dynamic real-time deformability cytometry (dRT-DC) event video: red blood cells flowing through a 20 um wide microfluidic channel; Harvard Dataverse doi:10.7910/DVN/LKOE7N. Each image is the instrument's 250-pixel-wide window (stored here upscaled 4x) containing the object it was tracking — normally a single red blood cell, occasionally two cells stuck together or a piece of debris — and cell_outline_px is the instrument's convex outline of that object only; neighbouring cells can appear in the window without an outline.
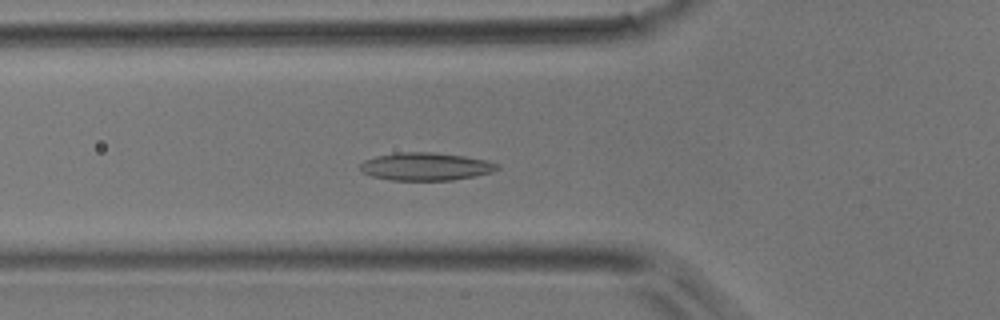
{"species": "common noctule bat (a hibernating species)", "species_latin": "Nyctalus noctula", "temperature_condition": "room temperature", "stored_images_in_passage": 51, "camera_frame_rate_fps": 3000, "um_per_image_px": 0.085, "animal": {"sex": "male", "body_mass_g": 17.9}, "frame": {"image": 1, "passage_image": 18, "time_ms": 5.667, "image_size_px": [1000, 320], "cell_outline_px": [[500, 168], [492, 172], [476, 176], [452, 180], [388, 180], [372, 176], [360, 172], [360, 164], [364, 160], [376, 156], [400, 152], [432, 152], [464, 156], [488, 160], [500, 164]], "centroid_in_image_um": [36.2, 14.15], "position_along_channel_um": 89.6, "area_um2": 22.43}}
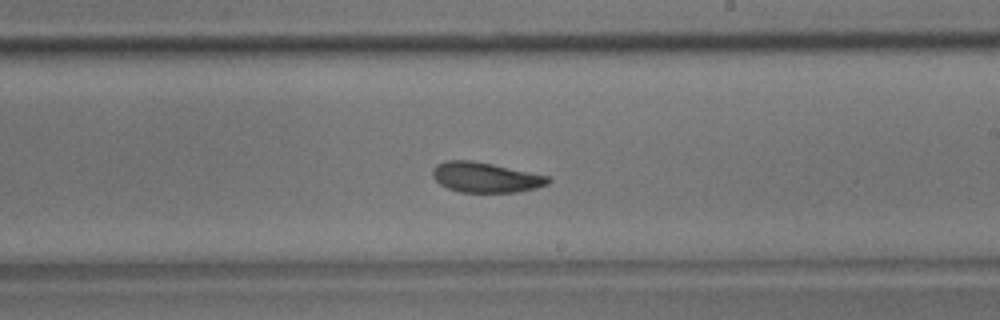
{"frame": {"image": 2, "passage_image": 30, "time_ms": 9.667, "image_size_px": [1000, 320], "cell_outline_px": [[552, 180], [548, 184], [536, 188], [516, 192], [460, 192], [448, 188], [440, 184], [432, 176], [432, 172], [436, 164], [444, 160], [472, 160], [492, 164], [548, 176]], "centroid_in_image_um": [41.25, 15.07], "position_along_channel_um": 247.7, "area_um2": 20.23}}
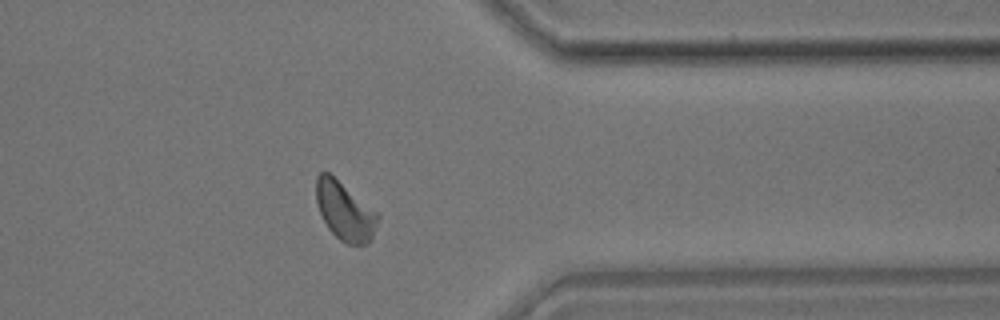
{"frame": {"image": 3, "passage_image": 41, "time_ms": 13.333, "image_size_px": [1000, 320], "cell_outline_px": [[380, 216], [372, 240], [360, 248], [348, 244], [340, 240], [328, 228], [320, 212], [316, 200], [316, 176], [320, 172], [328, 172], [376, 212]], "centroid_in_image_um": [29.32, 18.0], "position_along_channel_um": 382.1, "area_um2": 20.87}}